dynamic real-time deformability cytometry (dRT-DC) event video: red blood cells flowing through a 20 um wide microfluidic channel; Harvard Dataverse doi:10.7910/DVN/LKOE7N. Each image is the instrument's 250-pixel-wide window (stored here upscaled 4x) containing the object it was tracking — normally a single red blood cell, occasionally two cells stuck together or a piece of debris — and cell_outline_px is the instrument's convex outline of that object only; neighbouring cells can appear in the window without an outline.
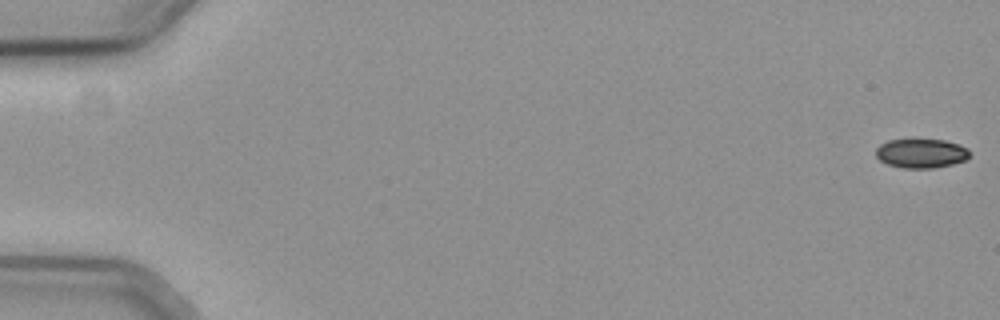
{"species": "common noctule bat (a hibernating species)", "species_latin": "Nyctalus noctula", "temperature_condition": "cold", "stored_images_in_passage": 57, "camera_frame_rate_fps": 3000, "um_per_image_px": 0.085, "animal": {"sex": "female", "body_mass_g": 19.3, "forearm_length_mm": 54.1}, "frame": {"image": 1, "passage_image": 1, "time_ms": 0.0, "image_size_px": [1000, 320], "cell_outline_px": [[968, 160], [952, 164], [932, 168], [900, 168], [888, 164], [880, 160], [876, 156], [876, 148], [880, 144], [888, 140], [912, 136], [944, 140], [968, 148]], "centroid_in_image_um": [78.26, 12.98], "position_along_channel_um": 6.7, "area_um2": 16.65}}
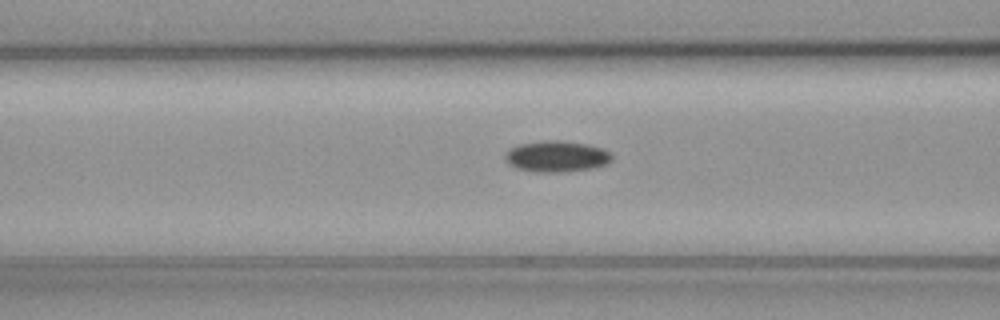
{"frame": {"image": 2, "passage_image": 24, "time_ms": 7.667, "image_size_px": [1000, 320], "cell_outline_px": [[612, 160], [608, 164], [592, 168], [564, 172], [532, 172], [516, 168], [508, 164], [504, 156], [512, 148], [520, 144], [556, 140], [584, 144], [600, 148], [608, 152], [612, 156]], "centroid_in_image_um": [47.31, 13.32], "position_along_channel_um": 119.3, "area_um2": 19.02}}
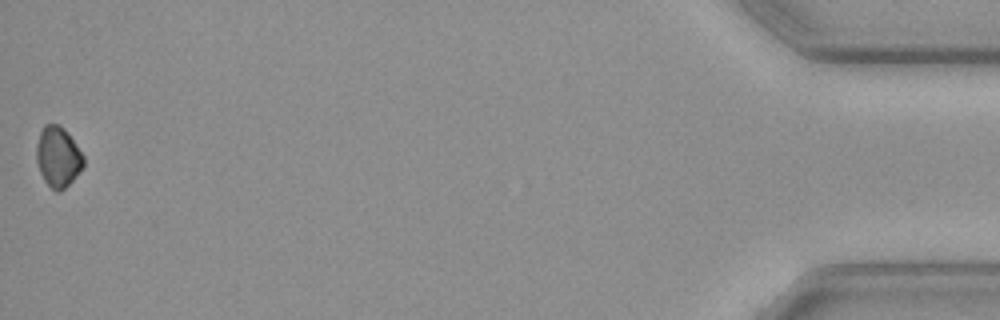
{"frame": {"image": 3, "passage_image": 57, "time_ms": 18.667, "image_size_px": [1000, 320], "cell_outline_px": [[84, 164], [72, 180], [60, 192], [56, 192], [44, 180], [40, 172], [36, 160], [36, 144], [40, 132], [44, 124], [60, 124], [64, 128], [84, 156]], "centroid_in_image_um": [4.91, 13.31], "position_along_channel_um": 430.3, "area_um2": 16.42}, "authors_computed_cell_mechanics": {"area_um2": 17.5712, "velocity_mm_per_s": 3.7209, "shape_relaxation_time_tau1_ms": 4.0489, "shape_relaxation_time_tau2_ms": null, "deformation_change_tau1": 0.0596, "deformation_change_tau2": null}}